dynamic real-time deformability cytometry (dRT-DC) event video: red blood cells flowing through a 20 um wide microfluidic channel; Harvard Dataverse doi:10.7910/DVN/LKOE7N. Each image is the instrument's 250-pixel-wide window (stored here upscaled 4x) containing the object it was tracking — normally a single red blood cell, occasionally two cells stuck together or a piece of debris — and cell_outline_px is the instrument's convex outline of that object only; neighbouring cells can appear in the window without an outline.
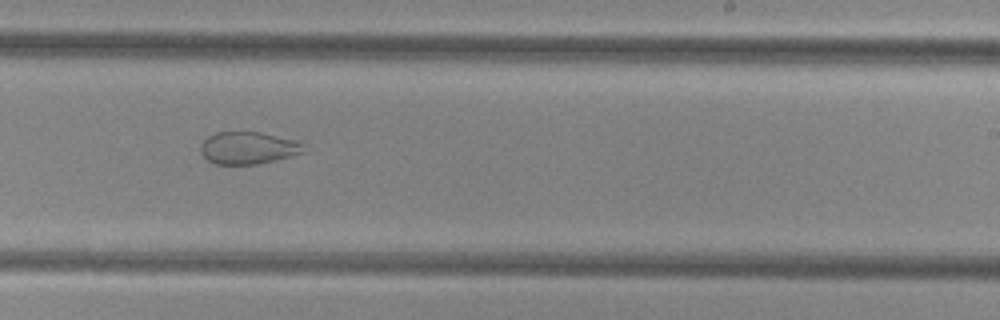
{"species": "common noctule bat (a hibernating species)", "species_latin": "Nyctalus noctula", "temperature_condition": "cold", "stored_images_in_passage": 45, "camera_frame_rate_fps": 3000, "um_per_image_px": 0.085, "animal": {"sex": "female", "body_mass_g": 29.2, "forearm_length_mm": 56.3}, "frame": {"image": 1, "passage_image": 31, "time_ms": 10.0, "image_size_px": [1000, 320], "cell_outline_px": [[308, 152], [292, 156], [256, 164], [216, 164], [208, 160], [200, 152], [200, 144], [208, 136], [216, 132], [260, 132], [300, 140], [304, 144]], "centroid_in_image_um": [21.16, 12.56], "position_along_channel_um": 267.8, "area_um2": 19.71}}
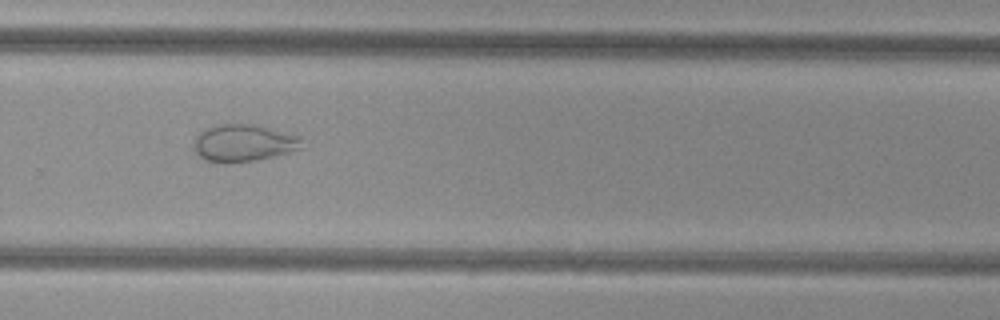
{"frame": {"image": 2, "passage_image": 34, "time_ms": 11.0, "image_size_px": [1000, 320], "cell_outline_px": [[304, 148], [276, 156], [256, 160], [228, 164], [220, 164], [204, 160], [196, 152], [196, 136], [204, 128], [220, 124], [256, 124], [300, 136]], "centroid_in_image_um": [20.74, 12.17], "position_along_channel_um": 309.1, "area_um2": 23.7}}
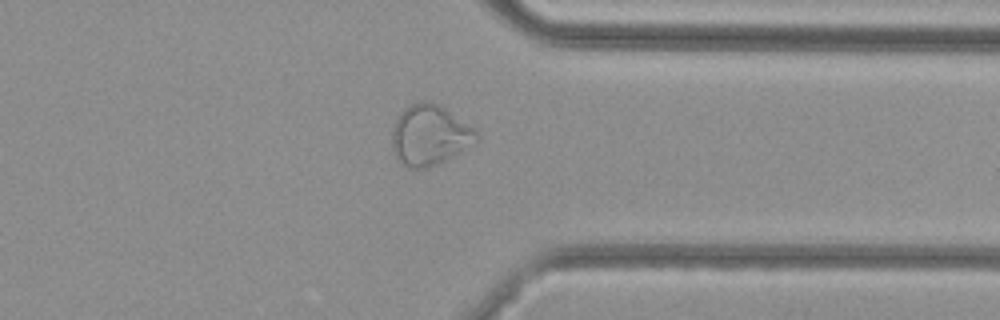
{"frame": {"image": 3, "passage_image": 39, "time_ms": 12.667, "image_size_px": [1000, 320], "cell_outline_px": [[480, 136], [476, 140], [444, 160], [428, 168], [408, 168], [400, 164], [396, 160], [392, 148], [392, 128], [396, 116], [408, 104], [420, 100], [428, 100], [444, 108], [476, 128]], "centroid_in_image_um": [36.45, 11.46], "position_along_channel_um": 374.9, "area_um2": 29.82}}